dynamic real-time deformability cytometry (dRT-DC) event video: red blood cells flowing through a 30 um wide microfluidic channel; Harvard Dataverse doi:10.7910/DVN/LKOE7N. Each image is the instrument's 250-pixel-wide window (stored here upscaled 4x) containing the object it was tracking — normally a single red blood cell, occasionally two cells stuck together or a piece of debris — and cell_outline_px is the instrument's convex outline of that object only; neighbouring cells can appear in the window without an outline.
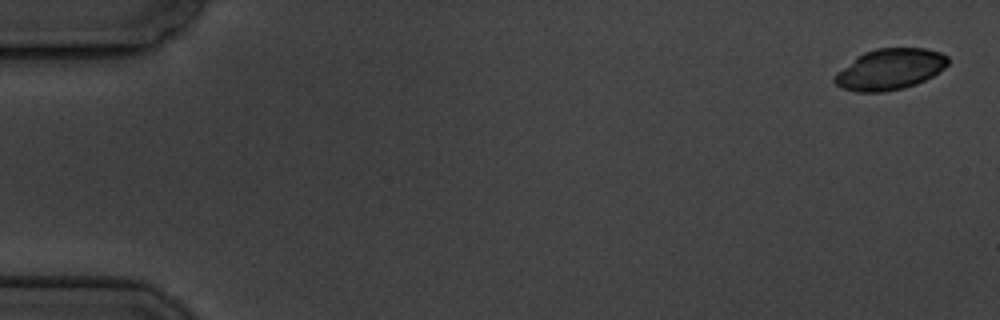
{"species": "common noctule bat (a hibernating species)", "species_latin": "Nyctalus noctula", "temperature_condition": "cold", "stored_images_in_passage": 6, "camera_frame_rate_fps": 3000, "um_per_image_px": 0.085, "animal": {"sex": "male", "body_mass_g": 19.5, "forearm_length_mm": 54.6}, "frame": {"image": 1, "passage_image": 1, "time_ms": 0.0, "image_size_px": [1000, 320], "cell_outline_px": [[948, 64], [944, 68], [932, 76], [916, 84], [904, 88], [884, 92], [856, 92], [840, 88], [832, 80], [836, 72], [856, 56], [864, 52], [876, 48], [924, 48], [940, 52], [948, 56]], "centroid_in_image_um": [75.6, 5.89], "position_along_channel_um": 9.4, "area_um2": 27.28}}
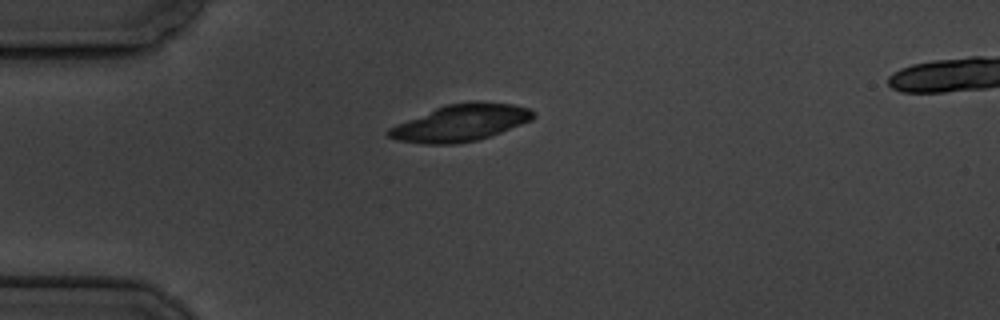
{"frame": {"image": 2, "passage_image": 5, "time_ms": 4.667, "image_size_px": [1000, 320], "cell_outline_px": [[536, 116], [532, 120], [500, 132], [476, 140], [456, 144], [424, 144], [396, 140], [388, 136], [388, 128], [396, 124], [436, 108], [448, 104], [472, 100], [480, 100], [512, 104], [528, 108], [536, 112]], "centroid_in_image_um": [39.18, 10.42], "position_along_channel_um": 45.8, "area_um2": 30.98}}